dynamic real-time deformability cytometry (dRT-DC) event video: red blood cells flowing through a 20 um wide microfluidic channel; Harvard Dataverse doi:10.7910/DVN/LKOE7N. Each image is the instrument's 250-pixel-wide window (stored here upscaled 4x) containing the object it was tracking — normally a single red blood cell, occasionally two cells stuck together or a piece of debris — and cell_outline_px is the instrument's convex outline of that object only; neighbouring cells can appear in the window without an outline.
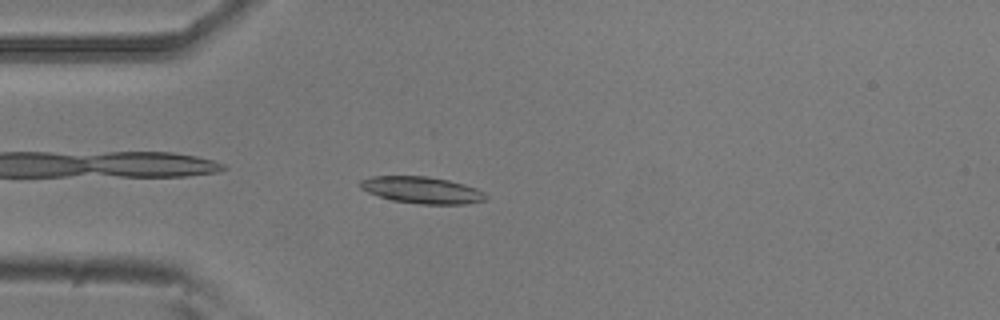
{"species": "common noctule bat (a hibernating species)", "species_latin": "Nyctalus noctula", "temperature_condition": "room temperature", "stored_images_in_passage": 42, "camera_frame_rate_fps": 3000, "um_per_image_px": 0.085, "animal": {"sex": "male", "body_mass_g": 20.5, "forearm_length_mm": 52.5}, "frame": {"image": 1, "passage_image": 3, "time_ms": 0.667, "image_size_px": [1000, 320], "cell_outline_px": [[488, 200], [468, 204], [420, 204], [392, 200], [368, 192], [360, 188], [360, 180], [372, 176], [428, 176], [448, 180], [464, 184], [476, 188], [484, 192], [488, 196]], "centroid_in_image_um": [35.91, 16.16], "position_along_channel_um": 49.1, "area_um2": 19.65}}
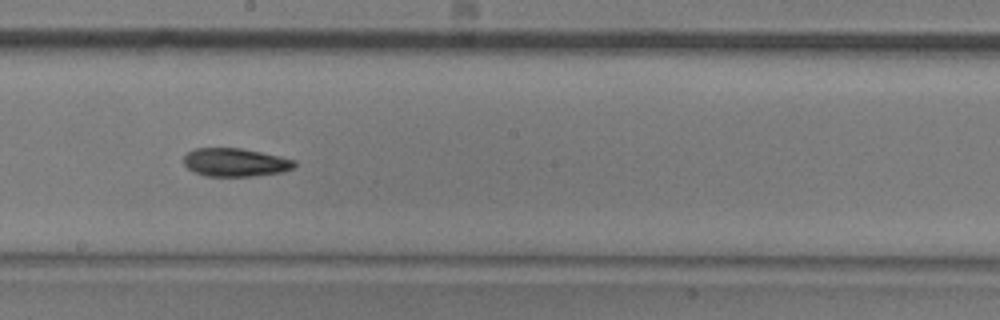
{"frame": {"image": 2, "passage_image": 18, "time_ms": 5.667, "image_size_px": [1000, 320], "cell_outline_px": [[296, 168], [284, 172], [256, 176], [204, 176], [188, 168], [184, 164], [184, 156], [188, 152], [196, 148], [240, 148], [280, 156], [296, 160]], "centroid_in_image_um": [20.05, 13.81], "position_along_channel_um": 228.1, "area_um2": 18.38}}
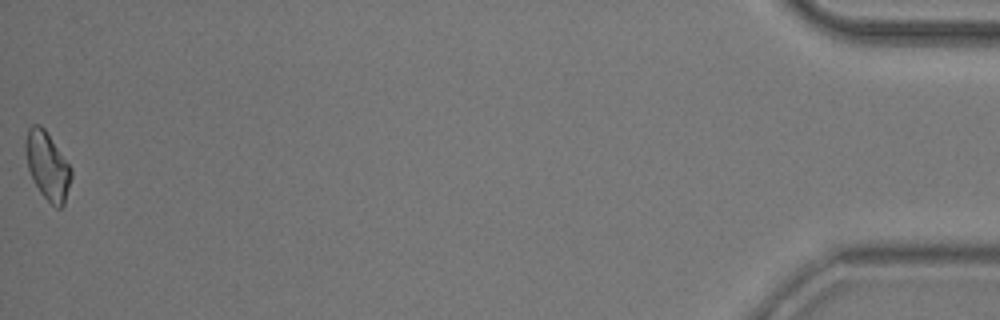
{"frame": {"image": 3, "passage_image": 42, "time_ms": 13.667, "image_size_px": [1000, 320], "cell_outline_px": [[72, 176], [64, 204], [60, 208], [56, 208], [40, 192], [28, 168], [24, 148], [24, 144], [28, 128], [32, 124], [40, 124], [44, 128], [72, 168]], "centroid_in_image_um": [4.03, 14.06], "position_along_channel_um": 431.2, "area_um2": 17.92}, "authors_computed_cell_mechanics": {"area_um2": 18.496, "velocity_mm_per_s": 3.7858, "shape_relaxation_time_tau1_ms": null, "shape_relaxation_time_tau2_ms": 9.6023, "deformation_change_tau1": null, "deformation_change_tau2": 0.1531}}